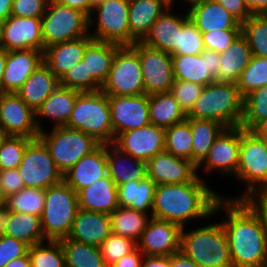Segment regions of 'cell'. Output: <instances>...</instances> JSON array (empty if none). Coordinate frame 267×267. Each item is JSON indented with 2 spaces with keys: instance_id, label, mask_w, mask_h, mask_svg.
<instances>
[{
  "instance_id": "7402d4cb",
  "label": "cell",
  "mask_w": 267,
  "mask_h": 267,
  "mask_svg": "<svg viewBox=\"0 0 267 267\" xmlns=\"http://www.w3.org/2000/svg\"><path fill=\"white\" fill-rule=\"evenodd\" d=\"M108 174L107 144H100L67 170L63 174V180L78 193L81 189L90 186Z\"/></svg>"
},
{
  "instance_id": "5b68a950",
  "label": "cell",
  "mask_w": 267,
  "mask_h": 267,
  "mask_svg": "<svg viewBox=\"0 0 267 267\" xmlns=\"http://www.w3.org/2000/svg\"><path fill=\"white\" fill-rule=\"evenodd\" d=\"M66 127L92 136L100 144L114 142L108 95L101 90L80 92Z\"/></svg>"
},
{
  "instance_id": "94428289",
  "label": "cell",
  "mask_w": 267,
  "mask_h": 267,
  "mask_svg": "<svg viewBox=\"0 0 267 267\" xmlns=\"http://www.w3.org/2000/svg\"><path fill=\"white\" fill-rule=\"evenodd\" d=\"M141 267H170V256L144 255Z\"/></svg>"
},
{
  "instance_id": "4fadbf2b",
  "label": "cell",
  "mask_w": 267,
  "mask_h": 267,
  "mask_svg": "<svg viewBox=\"0 0 267 267\" xmlns=\"http://www.w3.org/2000/svg\"><path fill=\"white\" fill-rule=\"evenodd\" d=\"M131 47L138 53L141 62L145 94L170 91L174 82L172 55L141 41Z\"/></svg>"
},
{
  "instance_id": "11e5206c",
  "label": "cell",
  "mask_w": 267,
  "mask_h": 267,
  "mask_svg": "<svg viewBox=\"0 0 267 267\" xmlns=\"http://www.w3.org/2000/svg\"><path fill=\"white\" fill-rule=\"evenodd\" d=\"M6 134L0 129V145L3 139L5 138Z\"/></svg>"
},
{
  "instance_id": "e0dca14e",
  "label": "cell",
  "mask_w": 267,
  "mask_h": 267,
  "mask_svg": "<svg viewBox=\"0 0 267 267\" xmlns=\"http://www.w3.org/2000/svg\"><path fill=\"white\" fill-rule=\"evenodd\" d=\"M241 127L224 128L216 137L205 160L197 167L207 171H220L222 174L235 176L240 154Z\"/></svg>"
},
{
  "instance_id": "e575fe53",
  "label": "cell",
  "mask_w": 267,
  "mask_h": 267,
  "mask_svg": "<svg viewBox=\"0 0 267 267\" xmlns=\"http://www.w3.org/2000/svg\"><path fill=\"white\" fill-rule=\"evenodd\" d=\"M116 43L93 39L87 46L82 60L85 61L87 76H93L101 85L107 79L116 51Z\"/></svg>"
},
{
  "instance_id": "d4e9b609",
  "label": "cell",
  "mask_w": 267,
  "mask_h": 267,
  "mask_svg": "<svg viewBox=\"0 0 267 267\" xmlns=\"http://www.w3.org/2000/svg\"><path fill=\"white\" fill-rule=\"evenodd\" d=\"M171 6L167 8L152 24L149 33L141 41L145 45L159 49L160 51L177 55L179 28L189 18L188 12L181 16L172 14Z\"/></svg>"
},
{
  "instance_id": "9a60e30c",
  "label": "cell",
  "mask_w": 267,
  "mask_h": 267,
  "mask_svg": "<svg viewBox=\"0 0 267 267\" xmlns=\"http://www.w3.org/2000/svg\"><path fill=\"white\" fill-rule=\"evenodd\" d=\"M114 139L122 132L138 129L150 123L149 95L108 96Z\"/></svg>"
},
{
  "instance_id": "680465c9",
  "label": "cell",
  "mask_w": 267,
  "mask_h": 267,
  "mask_svg": "<svg viewBox=\"0 0 267 267\" xmlns=\"http://www.w3.org/2000/svg\"><path fill=\"white\" fill-rule=\"evenodd\" d=\"M56 1L59 2L60 4L78 9L86 13L89 16V27H91L93 23H96V21H94L95 17H93L92 14V10L94 7V0H56Z\"/></svg>"
},
{
  "instance_id": "b9f144b4",
  "label": "cell",
  "mask_w": 267,
  "mask_h": 267,
  "mask_svg": "<svg viewBox=\"0 0 267 267\" xmlns=\"http://www.w3.org/2000/svg\"><path fill=\"white\" fill-rule=\"evenodd\" d=\"M241 35L246 39L253 56L267 58V18L252 15L241 24Z\"/></svg>"
},
{
  "instance_id": "9f6ffc18",
  "label": "cell",
  "mask_w": 267,
  "mask_h": 267,
  "mask_svg": "<svg viewBox=\"0 0 267 267\" xmlns=\"http://www.w3.org/2000/svg\"><path fill=\"white\" fill-rule=\"evenodd\" d=\"M0 187L5 199L25 188L18 169L0 170Z\"/></svg>"
},
{
  "instance_id": "7bdbcfd3",
  "label": "cell",
  "mask_w": 267,
  "mask_h": 267,
  "mask_svg": "<svg viewBox=\"0 0 267 267\" xmlns=\"http://www.w3.org/2000/svg\"><path fill=\"white\" fill-rule=\"evenodd\" d=\"M6 204L11 211L41 217L45 204V189L25 187L6 198Z\"/></svg>"
},
{
  "instance_id": "83f0119b",
  "label": "cell",
  "mask_w": 267,
  "mask_h": 267,
  "mask_svg": "<svg viewBox=\"0 0 267 267\" xmlns=\"http://www.w3.org/2000/svg\"><path fill=\"white\" fill-rule=\"evenodd\" d=\"M169 7V0H129L130 46L142 41L152 24Z\"/></svg>"
},
{
  "instance_id": "ac0fdd59",
  "label": "cell",
  "mask_w": 267,
  "mask_h": 267,
  "mask_svg": "<svg viewBox=\"0 0 267 267\" xmlns=\"http://www.w3.org/2000/svg\"><path fill=\"white\" fill-rule=\"evenodd\" d=\"M181 230L177 223L151 217L137 248L143 255L171 256L180 251Z\"/></svg>"
},
{
  "instance_id": "be15d7a7",
  "label": "cell",
  "mask_w": 267,
  "mask_h": 267,
  "mask_svg": "<svg viewBox=\"0 0 267 267\" xmlns=\"http://www.w3.org/2000/svg\"><path fill=\"white\" fill-rule=\"evenodd\" d=\"M244 3L252 15L267 14V0H244Z\"/></svg>"
},
{
  "instance_id": "60d3db41",
  "label": "cell",
  "mask_w": 267,
  "mask_h": 267,
  "mask_svg": "<svg viewBox=\"0 0 267 267\" xmlns=\"http://www.w3.org/2000/svg\"><path fill=\"white\" fill-rule=\"evenodd\" d=\"M165 151L191 162L192 133L187 120L165 129Z\"/></svg>"
},
{
  "instance_id": "f5cc1de1",
  "label": "cell",
  "mask_w": 267,
  "mask_h": 267,
  "mask_svg": "<svg viewBox=\"0 0 267 267\" xmlns=\"http://www.w3.org/2000/svg\"><path fill=\"white\" fill-rule=\"evenodd\" d=\"M241 34V29H223L202 33L205 50L221 53Z\"/></svg>"
},
{
  "instance_id": "8d00e7d4",
  "label": "cell",
  "mask_w": 267,
  "mask_h": 267,
  "mask_svg": "<svg viewBox=\"0 0 267 267\" xmlns=\"http://www.w3.org/2000/svg\"><path fill=\"white\" fill-rule=\"evenodd\" d=\"M149 115L150 123L164 129L187 119V114L169 91L149 95Z\"/></svg>"
},
{
  "instance_id": "8fae6325",
  "label": "cell",
  "mask_w": 267,
  "mask_h": 267,
  "mask_svg": "<svg viewBox=\"0 0 267 267\" xmlns=\"http://www.w3.org/2000/svg\"><path fill=\"white\" fill-rule=\"evenodd\" d=\"M27 188L47 189L63 181V174L57 168L45 144L33 139L25 149L22 162L18 166Z\"/></svg>"
},
{
  "instance_id": "db71d44e",
  "label": "cell",
  "mask_w": 267,
  "mask_h": 267,
  "mask_svg": "<svg viewBox=\"0 0 267 267\" xmlns=\"http://www.w3.org/2000/svg\"><path fill=\"white\" fill-rule=\"evenodd\" d=\"M29 246L15 238L4 235L0 236V267L15 258L24 256L28 252Z\"/></svg>"
},
{
  "instance_id": "7a4b0ae2",
  "label": "cell",
  "mask_w": 267,
  "mask_h": 267,
  "mask_svg": "<svg viewBox=\"0 0 267 267\" xmlns=\"http://www.w3.org/2000/svg\"><path fill=\"white\" fill-rule=\"evenodd\" d=\"M221 197L201 176L188 183L156 185L152 218L184 227L192 219L214 216L215 205Z\"/></svg>"
},
{
  "instance_id": "ee69618b",
  "label": "cell",
  "mask_w": 267,
  "mask_h": 267,
  "mask_svg": "<svg viewBox=\"0 0 267 267\" xmlns=\"http://www.w3.org/2000/svg\"><path fill=\"white\" fill-rule=\"evenodd\" d=\"M28 249L31 267H65V254L60 240H47Z\"/></svg>"
},
{
  "instance_id": "44dd1931",
  "label": "cell",
  "mask_w": 267,
  "mask_h": 267,
  "mask_svg": "<svg viewBox=\"0 0 267 267\" xmlns=\"http://www.w3.org/2000/svg\"><path fill=\"white\" fill-rule=\"evenodd\" d=\"M146 164L147 176L156 185L188 183L199 176L197 167L192 162L166 151L156 154Z\"/></svg>"
},
{
  "instance_id": "f1b7e54d",
  "label": "cell",
  "mask_w": 267,
  "mask_h": 267,
  "mask_svg": "<svg viewBox=\"0 0 267 267\" xmlns=\"http://www.w3.org/2000/svg\"><path fill=\"white\" fill-rule=\"evenodd\" d=\"M79 93L80 91L59 85L35 112L39 132L44 130L40 125L39 117L51 119L54 123L53 127L66 126Z\"/></svg>"
},
{
  "instance_id": "f35d334b",
  "label": "cell",
  "mask_w": 267,
  "mask_h": 267,
  "mask_svg": "<svg viewBox=\"0 0 267 267\" xmlns=\"http://www.w3.org/2000/svg\"><path fill=\"white\" fill-rule=\"evenodd\" d=\"M5 235L22 241L29 247L47 241L41 228L40 217L23 212H11L10 222Z\"/></svg>"
},
{
  "instance_id": "d6a6232c",
  "label": "cell",
  "mask_w": 267,
  "mask_h": 267,
  "mask_svg": "<svg viewBox=\"0 0 267 267\" xmlns=\"http://www.w3.org/2000/svg\"><path fill=\"white\" fill-rule=\"evenodd\" d=\"M108 173L119 186L127 181L142 180L147 176V164L121 151L113 143L107 144Z\"/></svg>"
},
{
  "instance_id": "03108f58",
  "label": "cell",
  "mask_w": 267,
  "mask_h": 267,
  "mask_svg": "<svg viewBox=\"0 0 267 267\" xmlns=\"http://www.w3.org/2000/svg\"><path fill=\"white\" fill-rule=\"evenodd\" d=\"M11 210L7 207V204L0 205V236L6 234V230L11 218Z\"/></svg>"
},
{
  "instance_id": "91938a15",
  "label": "cell",
  "mask_w": 267,
  "mask_h": 267,
  "mask_svg": "<svg viewBox=\"0 0 267 267\" xmlns=\"http://www.w3.org/2000/svg\"><path fill=\"white\" fill-rule=\"evenodd\" d=\"M143 257V253L138 248H136L131 253L124 255L110 267H141Z\"/></svg>"
},
{
  "instance_id": "3957f363",
  "label": "cell",
  "mask_w": 267,
  "mask_h": 267,
  "mask_svg": "<svg viewBox=\"0 0 267 267\" xmlns=\"http://www.w3.org/2000/svg\"><path fill=\"white\" fill-rule=\"evenodd\" d=\"M244 97L236 83L212 82L204 86L187 118L214 120L225 128L240 126Z\"/></svg>"
},
{
  "instance_id": "f907efd6",
  "label": "cell",
  "mask_w": 267,
  "mask_h": 267,
  "mask_svg": "<svg viewBox=\"0 0 267 267\" xmlns=\"http://www.w3.org/2000/svg\"><path fill=\"white\" fill-rule=\"evenodd\" d=\"M205 50L202 33L188 18L179 28L177 54L198 55Z\"/></svg>"
},
{
  "instance_id": "2644e50d",
  "label": "cell",
  "mask_w": 267,
  "mask_h": 267,
  "mask_svg": "<svg viewBox=\"0 0 267 267\" xmlns=\"http://www.w3.org/2000/svg\"><path fill=\"white\" fill-rule=\"evenodd\" d=\"M7 51L0 47V93H2V77L6 66Z\"/></svg>"
},
{
  "instance_id": "d590c367",
  "label": "cell",
  "mask_w": 267,
  "mask_h": 267,
  "mask_svg": "<svg viewBox=\"0 0 267 267\" xmlns=\"http://www.w3.org/2000/svg\"><path fill=\"white\" fill-rule=\"evenodd\" d=\"M190 123L192 133L191 162L198 167L207 157L216 137L225 128L214 120L186 119Z\"/></svg>"
},
{
  "instance_id": "4dcf8cb0",
  "label": "cell",
  "mask_w": 267,
  "mask_h": 267,
  "mask_svg": "<svg viewBox=\"0 0 267 267\" xmlns=\"http://www.w3.org/2000/svg\"><path fill=\"white\" fill-rule=\"evenodd\" d=\"M219 56L221 67L217 71L215 82L237 83L253 55L246 39L240 34Z\"/></svg>"
},
{
  "instance_id": "e7e4bbea",
  "label": "cell",
  "mask_w": 267,
  "mask_h": 267,
  "mask_svg": "<svg viewBox=\"0 0 267 267\" xmlns=\"http://www.w3.org/2000/svg\"><path fill=\"white\" fill-rule=\"evenodd\" d=\"M250 200L263 213L267 224V187L260 190Z\"/></svg>"
},
{
  "instance_id": "5bb4252c",
  "label": "cell",
  "mask_w": 267,
  "mask_h": 267,
  "mask_svg": "<svg viewBox=\"0 0 267 267\" xmlns=\"http://www.w3.org/2000/svg\"><path fill=\"white\" fill-rule=\"evenodd\" d=\"M0 129L6 136L36 139L39 130L35 111L17 93H0Z\"/></svg>"
},
{
  "instance_id": "484cf974",
  "label": "cell",
  "mask_w": 267,
  "mask_h": 267,
  "mask_svg": "<svg viewBox=\"0 0 267 267\" xmlns=\"http://www.w3.org/2000/svg\"><path fill=\"white\" fill-rule=\"evenodd\" d=\"M92 40L93 37L88 35L46 47L43 63L60 80L71 67L82 60L86 46Z\"/></svg>"
},
{
  "instance_id": "52a82bcc",
  "label": "cell",
  "mask_w": 267,
  "mask_h": 267,
  "mask_svg": "<svg viewBox=\"0 0 267 267\" xmlns=\"http://www.w3.org/2000/svg\"><path fill=\"white\" fill-rule=\"evenodd\" d=\"M240 182H246L247 190L230 200H250L267 187V142L253 131L241 127L239 164L235 175Z\"/></svg>"
},
{
  "instance_id": "6f0895ef",
  "label": "cell",
  "mask_w": 267,
  "mask_h": 267,
  "mask_svg": "<svg viewBox=\"0 0 267 267\" xmlns=\"http://www.w3.org/2000/svg\"><path fill=\"white\" fill-rule=\"evenodd\" d=\"M213 1L221 4L241 24L252 16L251 12L246 7L244 0H213Z\"/></svg>"
},
{
  "instance_id": "2e32d148",
  "label": "cell",
  "mask_w": 267,
  "mask_h": 267,
  "mask_svg": "<svg viewBox=\"0 0 267 267\" xmlns=\"http://www.w3.org/2000/svg\"><path fill=\"white\" fill-rule=\"evenodd\" d=\"M113 144L133 158L147 162L165 151V129L152 123L119 133Z\"/></svg>"
},
{
  "instance_id": "9c48e42d",
  "label": "cell",
  "mask_w": 267,
  "mask_h": 267,
  "mask_svg": "<svg viewBox=\"0 0 267 267\" xmlns=\"http://www.w3.org/2000/svg\"><path fill=\"white\" fill-rule=\"evenodd\" d=\"M38 138L45 144L62 174L100 145L92 136L66 126L52 127L50 133L43 130Z\"/></svg>"
},
{
  "instance_id": "836d02e7",
  "label": "cell",
  "mask_w": 267,
  "mask_h": 267,
  "mask_svg": "<svg viewBox=\"0 0 267 267\" xmlns=\"http://www.w3.org/2000/svg\"><path fill=\"white\" fill-rule=\"evenodd\" d=\"M155 188L156 184L148 176L142 180L124 182L117 186L119 206L143 213L151 212L152 216Z\"/></svg>"
},
{
  "instance_id": "7c38bea8",
  "label": "cell",
  "mask_w": 267,
  "mask_h": 267,
  "mask_svg": "<svg viewBox=\"0 0 267 267\" xmlns=\"http://www.w3.org/2000/svg\"><path fill=\"white\" fill-rule=\"evenodd\" d=\"M94 11L97 28L90 32L93 39L130 46L129 0H104L93 7Z\"/></svg>"
},
{
  "instance_id": "816d5d0a",
  "label": "cell",
  "mask_w": 267,
  "mask_h": 267,
  "mask_svg": "<svg viewBox=\"0 0 267 267\" xmlns=\"http://www.w3.org/2000/svg\"><path fill=\"white\" fill-rule=\"evenodd\" d=\"M203 88L204 86L198 83L174 80L169 92L187 114L200 96Z\"/></svg>"
},
{
  "instance_id": "f546056e",
  "label": "cell",
  "mask_w": 267,
  "mask_h": 267,
  "mask_svg": "<svg viewBox=\"0 0 267 267\" xmlns=\"http://www.w3.org/2000/svg\"><path fill=\"white\" fill-rule=\"evenodd\" d=\"M187 11L190 20L201 33L223 29H241V23L221 4L213 0L195 5Z\"/></svg>"
},
{
  "instance_id": "74e56055",
  "label": "cell",
  "mask_w": 267,
  "mask_h": 267,
  "mask_svg": "<svg viewBox=\"0 0 267 267\" xmlns=\"http://www.w3.org/2000/svg\"><path fill=\"white\" fill-rule=\"evenodd\" d=\"M109 216L112 233L132 238L136 242L152 217L147 213L120 206Z\"/></svg>"
},
{
  "instance_id": "11a10c76",
  "label": "cell",
  "mask_w": 267,
  "mask_h": 267,
  "mask_svg": "<svg viewBox=\"0 0 267 267\" xmlns=\"http://www.w3.org/2000/svg\"><path fill=\"white\" fill-rule=\"evenodd\" d=\"M46 0H13L11 15L41 18L45 13Z\"/></svg>"
},
{
  "instance_id": "f6af8a7d",
  "label": "cell",
  "mask_w": 267,
  "mask_h": 267,
  "mask_svg": "<svg viewBox=\"0 0 267 267\" xmlns=\"http://www.w3.org/2000/svg\"><path fill=\"white\" fill-rule=\"evenodd\" d=\"M267 118V85L244 97V112L240 124L244 130H252Z\"/></svg>"
},
{
  "instance_id": "003e7915",
  "label": "cell",
  "mask_w": 267,
  "mask_h": 267,
  "mask_svg": "<svg viewBox=\"0 0 267 267\" xmlns=\"http://www.w3.org/2000/svg\"><path fill=\"white\" fill-rule=\"evenodd\" d=\"M5 267H31V260L28 252L24 256L11 260Z\"/></svg>"
},
{
  "instance_id": "277c9868",
  "label": "cell",
  "mask_w": 267,
  "mask_h": 267,
  "mask_svg": "<svg viewBox=\"0 0 267 267\" xmlns=\"http://www.w3.org/2000/svg\"><path fill=\"white\" fill-rule=\"evenodd\" d=\"M181 230L180 250L200 267H233L228 237L221 221Z\"/></svg>"
},
{
  "instance_id": "2a66077c",
  "label": "cell",
  "mask_w": 267,
  "mask_h": 267,
  "mask_svg": "<svg viewBox=\"0 0 267 267\" xmlns=\"http://www.w3.org/2000/svg\"><path fill=\"white\" fill-rule=\"evenodd\" d=\"M101 1H104V0H94V6H95L96 4H98L99 2H101Z\"/></svg>"
},
{
  "instance_id": "4316f807",
  "label": "cell",
  "mask_w": 267,
  "mask_h": 267,
  "mask_svg": "<svg viewBox=\"0 0 267 267\" xmlns=\"http://www.w3.org/2000/svg\"><path fill=\"white\" fill-rule=\"evenodd\" d=\"M77 195L78 206L81 210L110 215L119 207L117 185L109 174L96 180L90 186L81 189Z\"/></svg>"
},
{
  "instance_id": "89a4df30",
  "label": "cell",
  "mask_w": 267,
  "mask_h": 267,
  "mask_svg": "<svg viewBox=\"0 0 267 267\" xmlns=\"http://www.w3.org/2000/svg\"><path fill=\"white\" fill-rule=\"evenodd\" d=\"M251 131L267 142V118L258 123Z\"/></svg>"
},
{
  "instance_id": "753ad0ef",
  "label": "cell",
  "mask_w": 267,
  "mask_h": 267,
  "mask_svg": "<svg viewBox=\"0 0 267 267\" xmlns=\"http://www.w3.org/2000/svg\"><path fill=\"white\" fill-rule=\"evenodd\" d=\"M4 203H6V199H5V197L1 191V187H0V205L4 204Z\"/></svg>"
},
{
  "instance_id": "681fc988",
  "label": "cell",
  "mask_w": 267,
  "mask_h": 267,
  "mask_svg": "<svg viewBox=\"0 0 267 267\" xmlns=\"http://www.w3.org/2000/svg\"><path fill=\"white\" fill-rule=\"evenodd\" d=\"M137 248V242L132 238L111 233L99 247L101 255L107 267L121 259Z\"/></svg>"
},
{
  "instance_id": "6da1fadb",
  "label": "cell",
  "mask_w": 267,
  "mask_h": 267,
  "mask_svg": "<svg viewBox=\"0 0 267 267\" xmlns=\"http://www.w3.org/2000/svg\"><path fill=\"white\" fill-rule=\"evenodd\" d=\"M225 209L221 221L228 237L233 267H267V224L251 200L221 197L214 214ZM227 218V219H226Z\"/></svg>"
},
{
  "instance_id": "30bf717a",
  "label": "cell",
  "mask_w": 267,
  "mask_h": 267,
  "mask_svg": "<svg viewBox=\"0 0 267 267\" xmlns=\"http://www.w3.org/2000/svg\"><path fill=\"white\" fill-rule=\"evenodd\" d=\"M101 91L108 96L145 94L141 62L131 46H121L116 51Z\"/></svg>"
},
{
  "instance_id": "d6986e66",
  "label": "cell",
  "mask_w": 267,
  "mask_h": 267,
  "mask_svg": "<svg viewBox=\"0 0 267 267\" xmlns=\"http://www.w3.org/2000/svg\"><path fill=\"white\" fill-rule=\"evenodd\" d=\"M219 53L203 50L198 55H172L174 80L188 81L206 86L215 82L221 67Z\"/></svg>"
},
{
  "instance_id": "ffe728a7",
  "label": "cell",
  "mask_w": 267,
  "mask_h": 267,
  "mask_svg": "<svg viewBox=\"0 0 267 267\" xmlns=\"http://www.w3.org/2000/svg\"><path fill=\"white\" fill-rule=\"evenodd\" d=\"M1 47L6 51L45 50L41 18L9 16L3 21Z\"/></svg>"
},
{
  "instance_id": "6125c7cd",
  "label": "cell",
  "mask_w": 267,
  "mask_h": 267,
  "mask_svg": "<svg viewBox=\"0 0 267 267\" xmlns=\"http://www.w3.org/2000/svg\"><path fill=\"white\" fill-rule=\"evenodd\" d=\"M170 267H200L181 250L170 256Z\"/></svg>"
},
{
  "instance_id": "cb8c5ba5",
  "label": "cell",
  "mask_w": 267,
  "mask_h": 267,
  "mask_svg": "<svg viewBox=\"0 0 267 267\" xmlns=\"http://www.w3.org/2000/svg\"><path fill=\"white\" fill-rule=\"evenodd\" d=\"M111 233V221L108 214L78 209L72 229L63 239H72L100 247Z\"/></svg>"
},
{
  "instance_id": "8c879c8a",
  "label": "cell",
  "mask_w": 267,
  "mask_h": 267,
  "mask_svg": "<svg viewBox=\"0 0 267 267\" xmlns=\"http://www.w3.org/2000/svg\"><path fill=\"white\" fill-rule=\"evenodd\" d=\"M205 1H207V0H185L184 2H186L187 4H190L189 5V9H190V8H192L195 5L204 3ZM169 2H170V6L173 7L174 0H169Z\"/></svg>"
},
{
  "instance_id": "ab89813d",
  "label": "cell",
  "mask_w": 267,
  "mask_h": 267,
  "mask_svg": "<svg viewBox=\"0 0 267 267\" xmlns=\"http://www.w3.org/2000/svg\"><path fill=\"white\" fill-rule=\"evenodd\" d=\"M65 267H107L97 246L72 239H60Z\"/></svg>"
},
{
  "instance_id": "34e18365",
  "label": "cell",
  "mask_w": 267,
  "mask_h": 267,
  "mask_svg": "<svg viewBox=\"0 0 267 267\" xmlns=\"http://www.w3.org/2000/svg\"><path fill=\"white\" fill-rule=\"evenodd\" d=\"M2 28H3V21L0 20V47L2 42Z\"/></svg>"
},
{
  "instance_id": "7dc6e473",
  "label": "cell",
  "mask_w": 267,
  "mask_h": 267,
  "mask_svg": "<svg viewBox=\"0 0 267 267\" xmlns=\"http://www.w3.org/2000/svg\"><path fill=\"white\" fill-rule=\"evenodd\" d=\"M31 138L5 136L0 145V170L17 169Z\"/></svg>"
},
{
  "instance_id": "a7ac6f4b",
  "label": "cell",
  "mask_w": 267,
  "mask_h": 267,
  "mask_svg": "<svg viewBox=\"0 0 267 267\" xmlns=\"http://www.w3.org/2000/svg\"><path fill=\"white\" fill-rule=\"evenodd\" d=\"M13 0H0V20L5 21L11 16Z\"/></svg>"
},
{
  "instance_id": "603a6c76",
  "label": "cell",
  "mask_w": 267,
  "mask_h": 267,
  "mask_svg": "<svg viewBox=\"0 0 267 267\" xmlns=\"http://www.w3.org/2000/svg\"><path fill=\"white\" fill-rule=\"evenodd\" d=\"M42 63L43 51L36 49L7 51L2 77V93H16Z\"/></svg>"
},
{
  "instance_id": "ba28073f",
  "label": "cell",
  "mask_w": 267,
  "mask_h": 267,
  "mask_svg": "<svg viewBox=\"0 0 267 267\" xmlns=\"http://www.w3.org/2000/svg\"><path fill=\"white\" fill-rule=\"evenodd\" d=\"M44 48L90 35L89 16L51 0L41 17Z\"/></svg>"
},
{
  "instance_id": "bcb514c9",
  "label": "cell",
  "mask_w": 267,
  "mask_h": 267,
  "mask_svg": "<svg viewBox=\"0 0 267 267\" xmlns=\"http://www.w3.org/2000/svg\"><path fill=\"white\" fill-rule=\"evenodd\" d=\"M237 86L243 97L250 92L267 85V58L252 56L251 61L242 71Z\"/></svg>"
},
{
  "instance_id": "c3c4849f",
  "label": "cell",
  "mask_w": 267,
  "mask_h": 267,
  "mask_svg": "<svg viewBox=\"0 0 267 267\" xmlns=\"http://www.w3.org/2000/svg\"><path fill=\"white\" fill-rule=\"evenodd\" d=\"M60 85L80 92L98 91L102 86L93 76H87V68L83 60L64 74L60 79Z\"/></svg>"
},
{
  "instance_id": "1f68e13d",
  "label": "cell",
  "mask_w": 267,
  "mask_h": 267,
  "mask_svg": "<svg viewBox=\"0 0 267 267\" xmlns=\"http://www.w3.org/2000/svg\"><path fill=\"white\" fill-rule=\"evenodd\" d=\"M60 85V80L42 63L16 92L35 112Z\"/></svg>"
},
{
  "instance_id": "8992f818",
  "label": "cell",
  "mask_w": 267,
  "mask_h": 267,
  "mask_svg": "<svg viewBox=\"0 0 267 267\" xmlns=\"http://www.w3.org/2000/svg\"><path fill=\"white\" fill-rule=\"evenodd\" d=\"M78 206L77 193L63 180L45 190L41 228L47 240L66 238L73 226Z\"/></svg>"
}]
</instances>
